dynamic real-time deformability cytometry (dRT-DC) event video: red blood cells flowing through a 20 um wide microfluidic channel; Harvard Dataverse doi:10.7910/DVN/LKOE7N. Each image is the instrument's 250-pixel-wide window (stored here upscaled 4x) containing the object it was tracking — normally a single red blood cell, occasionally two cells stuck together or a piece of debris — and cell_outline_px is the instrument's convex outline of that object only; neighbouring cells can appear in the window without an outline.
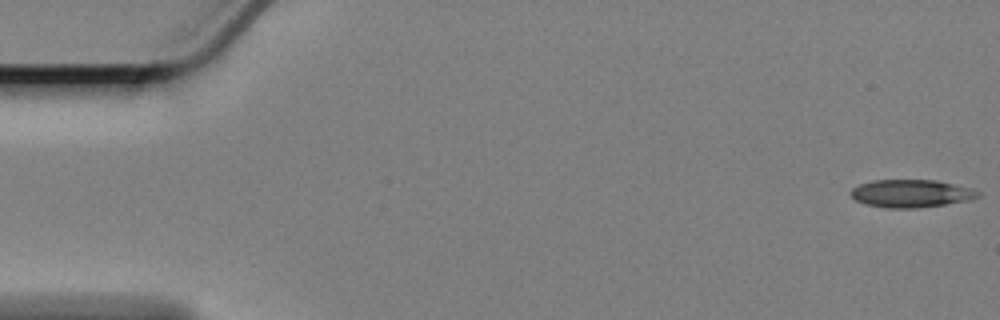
{"species": "Egyptian fruit bat (a non-hibernating species)", "species_latin": "Rousettus aegyptiacus", "temperature_condition": "cold", "stored_images_in_passage": 57, "camera_frame_rate_fps": 3000, "um_per_image_px": 0.085, "animal": {"sex": "female"}, "frame": {"image": 1, "passage_image": 1, "time_ms": 0.0, "image_size_px": [1000, 320], "cell_outline_px": [[980, 196], [968, 200], [944, 204], [916, 208], [888, 208], [864, 204], [856, 200], [848, 192], [852, 188], [860, 184], [872, 180], [936, 180], [972, 188], [980, 192]], "centroid_in_image_um": [77.42, 16.44], "position_along_channel_um": 7.6, "area_um2": 20.58}}
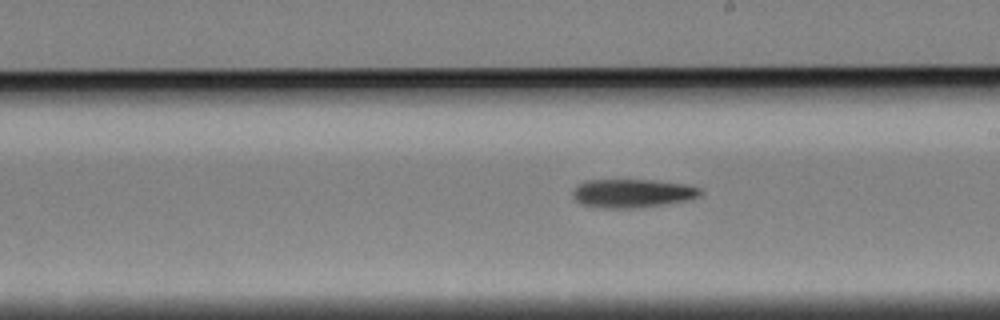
{"frame": {"image": 2, "passage_image": 33, "time_ms": 10.667, "image_size_px": [1000, 320], "cell_outline_px": [[704, 192], [700, 196], [692, 200], [640, 208], [596, 208], [580, 204], [572, 196], [572, 192], [576, 184], [584, 180], [652, 180], [684, 184], [700, 188]], "centroid_in_image_um": [53.74, 16.44], "position_along_channel_um": 235.3, "area_um2": 21.73}}
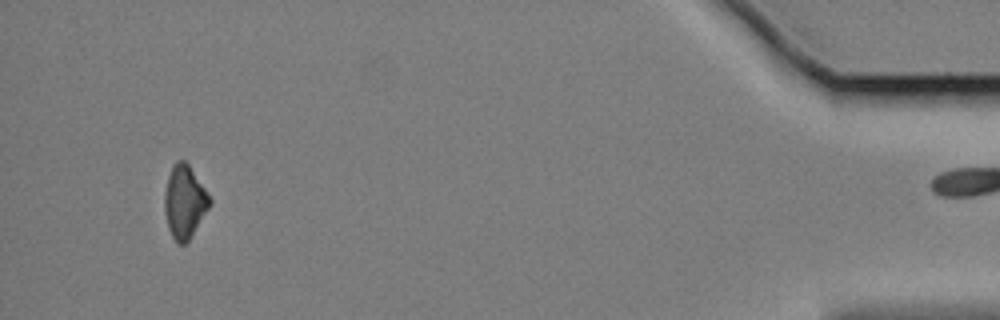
{"frame": {"image": 3, "passage_image": 56, "time_ms": 18.333, "image_size_px": [1000, 320], "cell_outline_px": [[212, 204], [188, 240], [184, 244], [180, 244], [172, 236], [168, 228], [164, 208], [164, 192], [168, 176], [172, 164], [176, 160], [184, 160], [188, 164], [212, 200]], "centroid_in_image_um": [15.67, 17.13], "position_along_channel_um": 419.5, "area_um2": 19.02}}